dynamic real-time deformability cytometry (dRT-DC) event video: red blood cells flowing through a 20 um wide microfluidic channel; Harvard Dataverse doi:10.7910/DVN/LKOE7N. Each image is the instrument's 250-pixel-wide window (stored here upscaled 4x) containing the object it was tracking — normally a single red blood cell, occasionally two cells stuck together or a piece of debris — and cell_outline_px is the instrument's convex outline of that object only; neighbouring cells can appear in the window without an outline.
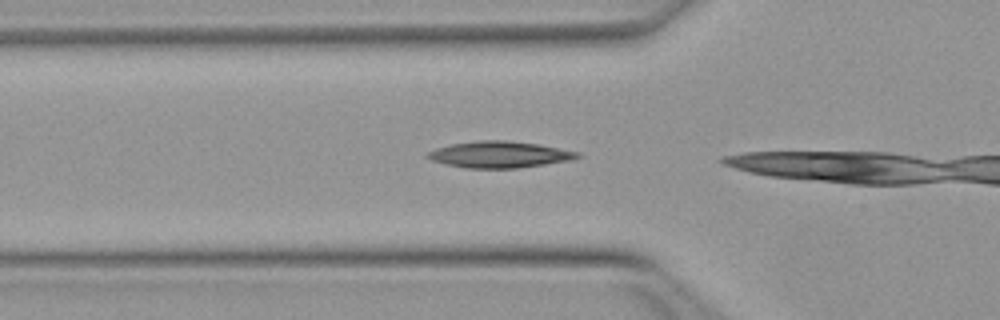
{"species": "Egyptian fruit bat (a non-hibernating species)", "species_latin": "Rousettus aegyptiacus", "temperature_condition": "warm", "stored_images_in_passage": 4, "camera_frame_rate_fps": 3000, "um_per_image_px": 0.085, "animal": {"sex": "female"}, "frame": {"image": 1, "passage_image": 2, "time_ms": 0.333, "image_size_px": [1000, 320], "cell_outline_px": [[580, 156], [572, 160], [516, 168], [464, 168], [444, 164], [432, 160], [424, 156], [428, 152], [436, 148], [452, 144], [476, 140], [508, 140], [536, 144], [580, 152]], "centroid_in_image_um": [42.41, 13.13], "position_along_channel_um": 83.4, "area_um2": 23.0}}